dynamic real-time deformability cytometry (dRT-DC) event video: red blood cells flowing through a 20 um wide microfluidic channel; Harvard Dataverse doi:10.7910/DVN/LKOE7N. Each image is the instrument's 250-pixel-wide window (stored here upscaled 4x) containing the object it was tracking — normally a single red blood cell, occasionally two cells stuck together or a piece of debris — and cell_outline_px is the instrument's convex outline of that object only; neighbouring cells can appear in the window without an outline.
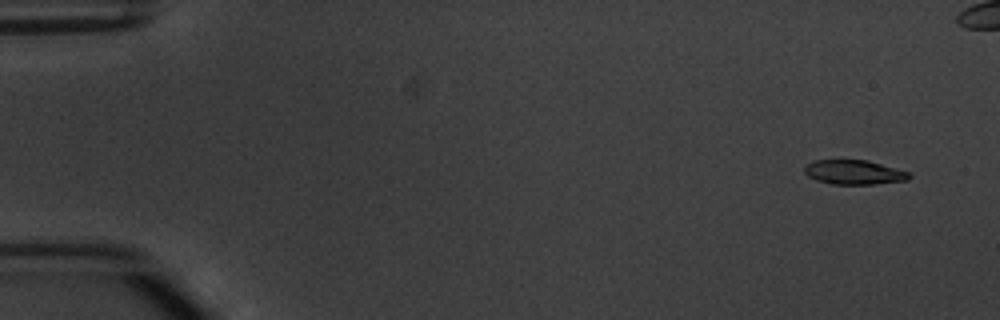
{"species": "common noctule bat (a hibernating species)", "species_latin": "Nyctalus noctula", "temperature_condition": "warm", "stored_images_in_passage": 8, "segment_of_instrument_passage": [1, 2], "camera_frame_rate_fps": 3000, "um_per_image_px": 0.085, "animal": {"sex": "male", "body_mass_g": 20.1, "forearm_length_mm": 53.5}, "frame": {"image": 1, "passage_image": 1, "time_ms": 0.0, "image_size_px": [1000, 320], "cell_outline_px": [[912, 176], [908, 180], [872, 184], [832, 184], [816, 180], [808, 176], [804, 172], [804, 164], [812, 160], [868, 160], [912, 172]], "centroid_in_image_um": [72.6, 14.63], "position_along_channel_um": 12.4, "area_um2": 15.14}}
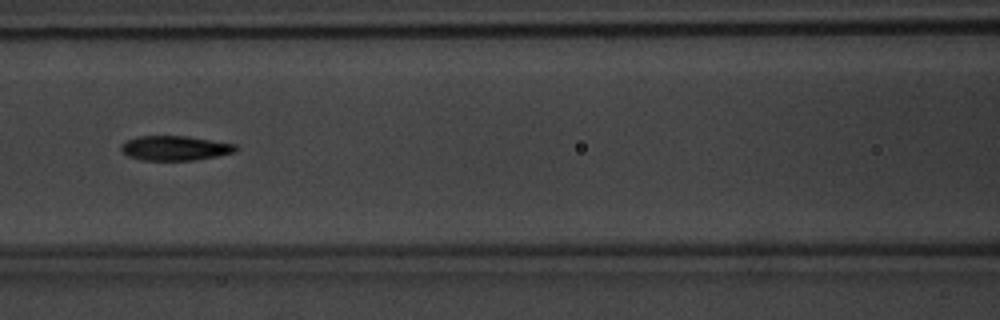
{"frame": {"image": 2, "passage_image": 7, "time_ms": 7.0, "image_size_px": [1000, 320], "cell_outline_px": [[240, 148], [236, 152], [196, 160], [140, 160], [128, 156], [120, 148], [120, 144], [136, 136], [188, 136], [236, 144]], "centroid_in_image_um": [14.9, 12.59], "position_along_channel_um": 151.7, "area_um2": 16.59}}